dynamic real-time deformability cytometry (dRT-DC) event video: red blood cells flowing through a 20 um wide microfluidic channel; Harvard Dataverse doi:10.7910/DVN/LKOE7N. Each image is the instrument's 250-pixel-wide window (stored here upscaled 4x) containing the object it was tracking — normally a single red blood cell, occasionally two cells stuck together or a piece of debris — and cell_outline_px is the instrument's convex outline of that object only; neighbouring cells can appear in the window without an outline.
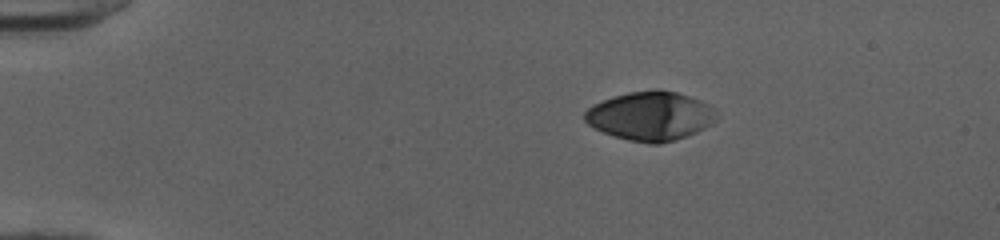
{"species": "human", "species_latin": "Homo sapiens", "temperature_condition": "cold", "stored_images_in_passage": 43, "camera_frame_rate_fps": 3000, "um_per_image_px": 0.085, "donor": {"sex": "female"}, "frame": {"image": 1, "passage_image": 1, "time_ms": 0.0, "image_size_px": [1000, 240], "cell_outline_px": [[716, 120], [712, 124], [696, 132], [660, 144], [652, 144], [628, 140], [604, 132], [588, 124], [584, 120], [584, 112], [588, 108], [612, 96], [628, 92], [652, 88], [660, 88], [676, 92], [700, 100], [716, 108]], "centroid_in_image_um": [55.31, 9.83], "position_along_channel_um": 29.7, "area_um2": 37.57}}
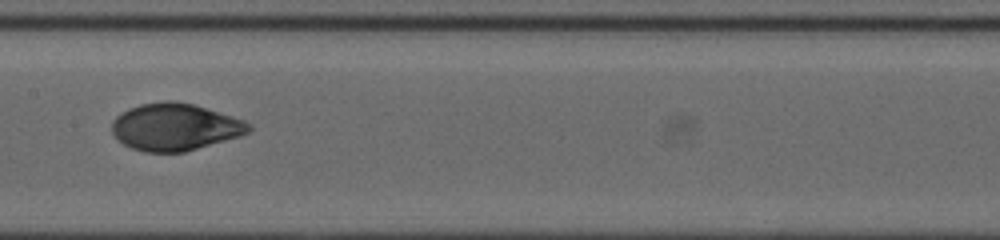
{"frame": {"image": 2, "passage_image": 19, "time_ms": 6.0, "image_size_px": [1000, 240], "cell_outline_px": [[252, 128], [248, 132], [240, 136], [184, 152], [144, 152], [132, 148], [124, 144], [112, 132], [112, 120], [120, 112], [128, 108], [140, 104], [164, 100], [176, 100], [192, 104], [244, 120]], "centroid_in_image_um": [14.84, 10.78], "position_along_channel_um": 192.6, "area_um2": 37.45}}
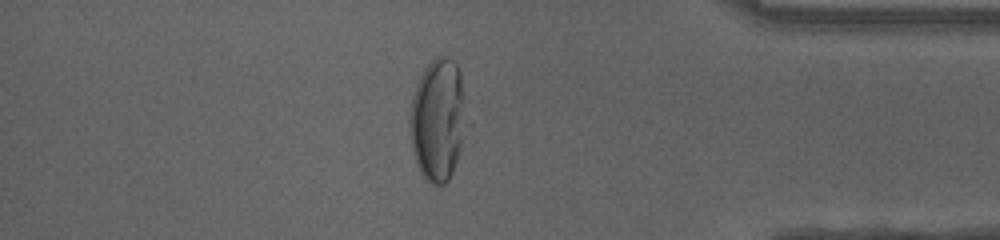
{"frame": {"image": 3, "passage_image": 36, "time_ms": 11.667, "image_size_px": [1000, 240], "cell_outline_px": [[464, 128], [460, 148], [452, 172], [448, 180], [444, 184], [432, 184], [424, 180], [416, 164], [412, 152], [408, 124], [408, 120], [412, 96], [416, 84], [424, 68], [436, 56], [448, 56], [456, 64], [460, 72], [464, 124]], "centroid_in_image_um": [37.14, 10.2], "position_along_channel_um": 398.1, "area_um2": 39.94}, "authors_computed_cell_mechanics": {"area_um2": 37.57, "velocity_mm_per_s": 4.0227, "shape_relaxation_time_tau1_ms": 4.4955, "shape_relaxation_time_tau2_ms": null, "deformation_change_tau1": 0.2192, "deformation_change_tau2": null}}